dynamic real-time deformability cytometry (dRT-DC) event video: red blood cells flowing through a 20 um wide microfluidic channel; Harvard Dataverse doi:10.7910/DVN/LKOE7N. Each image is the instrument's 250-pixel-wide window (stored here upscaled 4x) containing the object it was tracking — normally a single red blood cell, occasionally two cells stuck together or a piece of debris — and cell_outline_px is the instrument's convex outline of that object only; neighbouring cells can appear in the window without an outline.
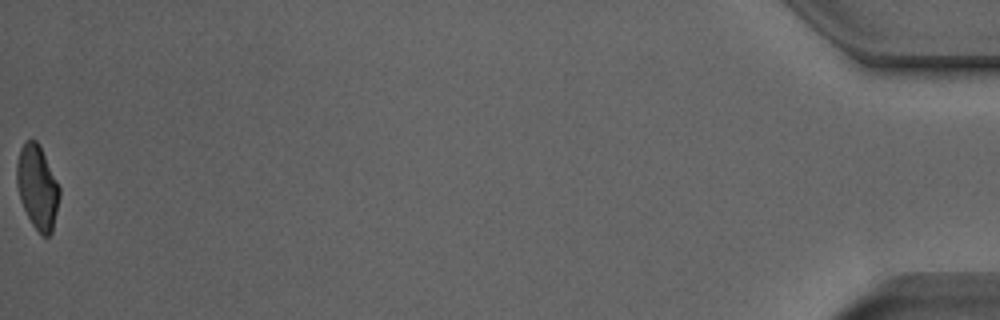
{"species": "Egyptian fruit bat (a non-hibernating species)", "species_latin": "Rousettus aegyptiacus", "temperature_condition": "room temperature", "stored_images_in_passage": 39, "camera_frame_rate_fps": 3000, "um_per_image_px": 0.085, "animal": {"sex": "male"}, "frame": {"image": 1, "passage_image": 39, "time_ms": 12.667, "image_size_px": [1000, 320], "cell_outline_px": [[60, 196], [52, 232], [48, 236], [44, 236], [32, 224], [20, 200], [16, 184], [16, 164], [20, 148], [24, 140], [36, 140], [40, 144], [60, 188]], "centroid_in_image_um": [3.17, 15.86], "position_along_channel_um": 432.0, "area_um2": 20.92}, "authors_computed_cell_mechanics": {"area_um2": 21.9062, "velocity_mm_per_s": 3.9628, "shape_relaxation_time_tau1_ms": 5.6316, "shape_relaxation_time_tau2_ms": 1.2496, "deformation_change_tau1": 0.1779, "deformation_change_tau2": 0.0833}}